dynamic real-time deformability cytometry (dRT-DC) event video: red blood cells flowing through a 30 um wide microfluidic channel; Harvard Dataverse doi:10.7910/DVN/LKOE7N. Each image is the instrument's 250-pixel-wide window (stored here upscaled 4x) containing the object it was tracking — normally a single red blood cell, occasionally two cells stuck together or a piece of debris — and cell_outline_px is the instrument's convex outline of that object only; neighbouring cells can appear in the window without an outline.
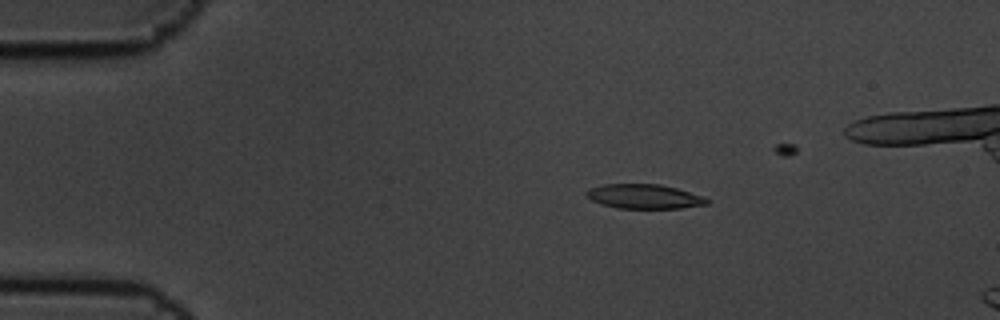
{"species": "common noctule bat (a hibernating species)", "species_latin": "Nyctalus noctula", "temperature_condition": "cold", "stored_images_in_passage": 5, "camera_frame_rate_fps": 3000, "um_per_image_px": 0.085, "animal": {"sex": "male", "body_mass_g": 19.5, "forearm_length_mm": 54.6}, "frame": {"image": 1, "passage_image": 3, "time_ms": 0.667, "image_size_px": [1000, 320], "cell_outline_px": [[708, 204], [680, 208], [616, 208], [592, 200], [584, 192], [588, 188], [604, 184], [660, 184], [676, 188], [704, 196], [708, 200]], "centroid_in_image_um": [54.75, 16.69], "position_along_channel_um": 30.2, "area_um2": 17.05}}